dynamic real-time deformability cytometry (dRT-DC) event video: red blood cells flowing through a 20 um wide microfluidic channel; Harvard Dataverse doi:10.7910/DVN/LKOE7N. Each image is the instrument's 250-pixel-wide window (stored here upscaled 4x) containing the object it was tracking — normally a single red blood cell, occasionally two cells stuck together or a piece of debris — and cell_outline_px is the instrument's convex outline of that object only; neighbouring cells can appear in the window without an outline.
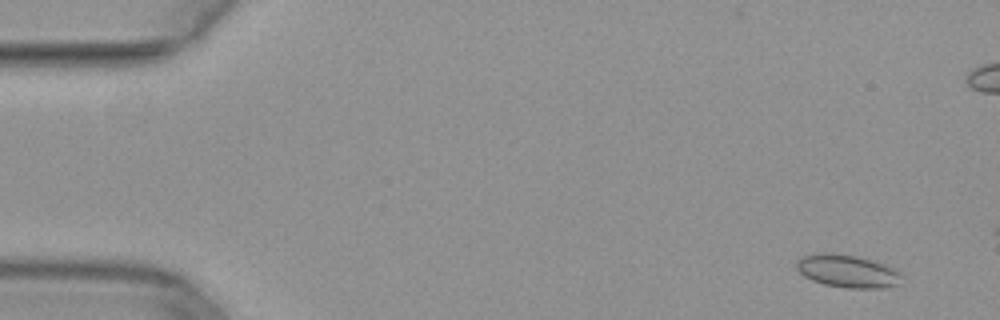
{"species": "common noctule bat (a hibernating species)", "species_latin": "Nyctalus noctula", "temperature_condition": "warm", "stored_images_in_passage": 13, "camera_frame_rate_fps": 3000, "um_per_image_px": 0.085, "animal": {"sex": "female", "body_mass_g": 29.2, "forearm_length_mm": 56.3}, "frame": {"image": 1, "passage_image": 3, "time_ms": 0.667, "image_size_px": [1000, 320], "cell_outline_px": [[900, 284], [884, 288], [844, 288], [824, 284], [812, 280], [804, 276], [796, 268], [796, 260], [800, 256], [820, 252], [832, 252], [856, 256], [872, 260], [884, 264], [900, 272]], "centroid_in_image_um": [71.99, 23.03], "position_along_channel_um": 13.0, "area_um2": 20.29}}